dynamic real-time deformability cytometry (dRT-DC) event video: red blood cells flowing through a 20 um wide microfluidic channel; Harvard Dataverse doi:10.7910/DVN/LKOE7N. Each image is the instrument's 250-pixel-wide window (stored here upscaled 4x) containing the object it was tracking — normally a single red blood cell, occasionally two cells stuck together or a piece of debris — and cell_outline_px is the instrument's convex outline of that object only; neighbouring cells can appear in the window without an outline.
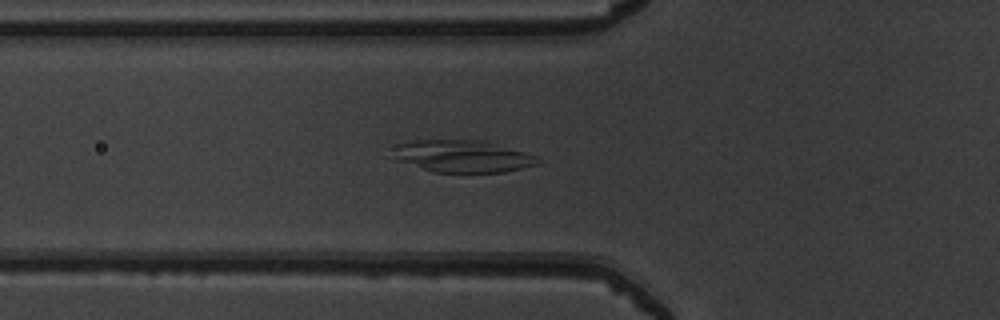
{"species": "common noctule bat (a hibernating species)", "species_latin": "Nyctalus noctula", "temperature_condition": "warm", "stored_images_in_passage": 35, "camera_frame_rate_fps": 3000, "um_per_image_px": 0.085, "animal": {"sex": "male", "body_mass_g": 19.5, "forearm_length_mm": 54.6}, "frame": {"image": 1, "passage_image": 8, "time_ms": 2.333, "image_size_px": [1000, 320], "cell_outline_px": [[540, 160], [536, 164], [504, 172], [432, 172], [396, 160], [388, 156], [400, 144], [412, 140], [488, 140], [536, 156]], "centroid_in_image_um": [39.27, 13.27], "position_along_channel_um": 86.5, "area_um2": 27.22}}
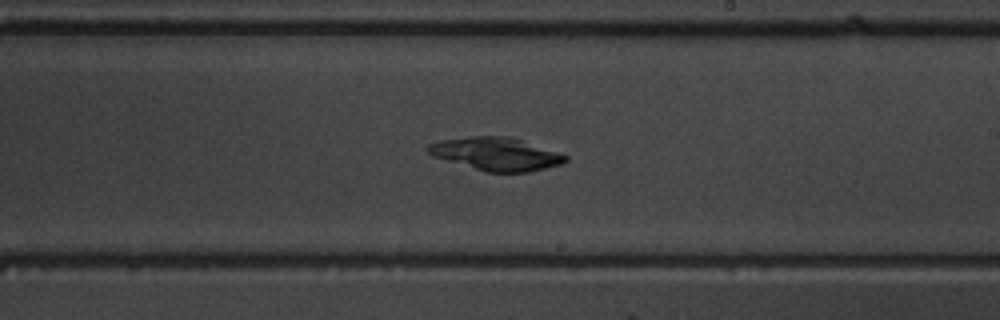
{"frame": {"image": 2, "passage_image": 20, "time_ms": 6.333, "image_size_px": [1000, 320], "cell_outline_px": [[568, 160], [560, 164], [528, 172], [488, 172], [432, 156], [428, 152], [428, 144], [440, 140], [468, 136], [512, 136], [568, 156]], "centroid_in_image_um": [42.16, 13.07], "position_along_channel_um": 246.8, "area_um2": 26.18}}
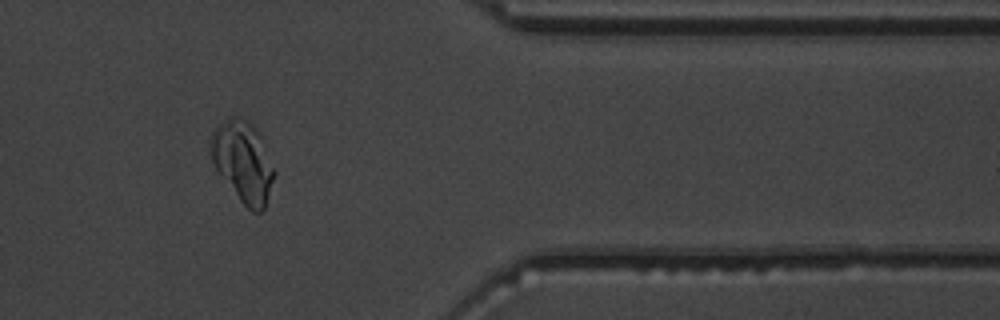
{"frame": {"image": 3, "passage_image": 32, "time_ms": 10.333, "image_size_px": [1000, 320], "cell_outline_px": [[276, 172], [264, 208], [260, 212], [252, 212], [240, 200], [216, 172], [212, 160], [212, 132], [224, 120], [232, 116], [236, 116], [252, 124], [256, 128], [260, 136]], "centroid_in_image_um": [20.66, 13.76], "position_along_channel_um": 390.7, "area_um2": 29.48}}